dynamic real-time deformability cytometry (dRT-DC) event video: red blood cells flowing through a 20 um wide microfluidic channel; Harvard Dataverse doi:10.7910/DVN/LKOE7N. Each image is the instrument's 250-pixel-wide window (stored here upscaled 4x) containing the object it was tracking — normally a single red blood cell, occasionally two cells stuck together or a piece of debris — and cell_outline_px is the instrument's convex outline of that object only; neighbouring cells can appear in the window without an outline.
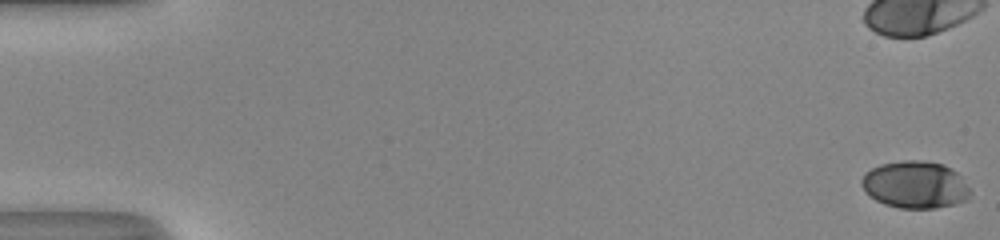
{"species": "human", "species_latin": "Homo sapiens", "temperature_condition": "room temperature", "stored_images_in_passage": 44, "camera_frame_rate_fps": 3000, "um_per_image_px": 0.085, "donor": {"sex": "male"}, "frame": {"image": 1, "passage_image": 1, "time_ms": 0.0, "image_size_px": [1000, 240], "cell_outline_px": [[972, 192], [968, 200], [956, 204], [936, 208], [900, 208], [884, 204], [876, 200], [860, 184], [860, 180], [864, 172], [880, 164], [904, 160], [920, 160], [944, 164], [956, 172]], "centroid_in_image_um": [77.8, 15.7], "position_along_channel_um": 7.2, "area_um2": 29.94}}